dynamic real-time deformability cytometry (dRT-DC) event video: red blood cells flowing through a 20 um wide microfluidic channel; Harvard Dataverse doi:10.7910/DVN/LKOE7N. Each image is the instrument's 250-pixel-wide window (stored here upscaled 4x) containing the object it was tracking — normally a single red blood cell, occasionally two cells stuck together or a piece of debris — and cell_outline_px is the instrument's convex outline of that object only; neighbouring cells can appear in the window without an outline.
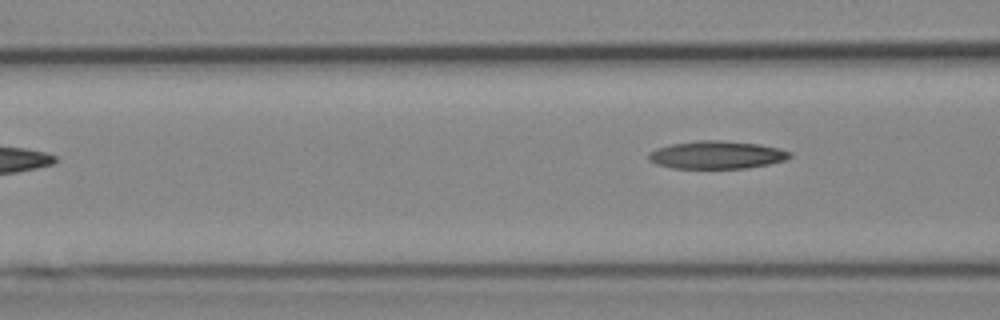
{"species": "Egyptian fruit bat (a non-hibernating species)", "species_latin": "Rousettus aegyptiacus", "temperature_condition": "cold", "stored_images_in_passage": 6, "camera_frame_rate_fps": 3000, "um_per_image_px": 0.085, "animal": {"sex": "female"}, "frame": {"image": 1, "passage_image": 6, "time_ms": 5.667, "image_size_px": [1000, 320], "cell_outline_px": [[792, 156], [784, 160], [768, 164], [748, 168], [672, 168], [656, 164], [648, 160], [648, 152], [656, 148], [672, 144], [696, 140], [720, 140], [760, 144], [780, 148], [792, 152]], "centroid_in_image_um": [60.91, 13.16], "position_along_channel_um": 105.7, "area_um2": 23.06}}